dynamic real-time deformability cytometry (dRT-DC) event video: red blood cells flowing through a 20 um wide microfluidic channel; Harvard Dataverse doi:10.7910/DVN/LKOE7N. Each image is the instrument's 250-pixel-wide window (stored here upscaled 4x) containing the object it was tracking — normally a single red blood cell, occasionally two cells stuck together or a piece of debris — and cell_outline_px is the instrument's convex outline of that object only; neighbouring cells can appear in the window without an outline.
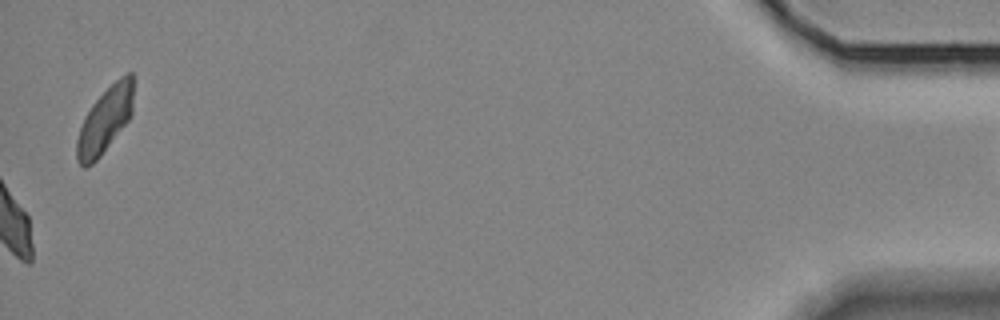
{"species": "Egyptian fruit bat (a non-hibernating species)", "species_latin": "Rousettus aegyptiacus", "temperature_condition": "room temperature", "stored_images_in_passage": 40, "camera_frame_rate_fps": 3000, "um_per_image_px": 0.085, "animal": {"sex": "female"}, "frame": {"image": 1, "passage_image": 40, "time_ms": 13.0, "image_size_px": [1000, 320], "cell_outline_px": [[132, 116], [100, 156], [92, 164], [84, 168], [76, 160], [76, 140], [84, 116], [92, 104], [120, 76], [128, 72], [132, 72]], "centroid_in_image_um": [8.9, 10.24], "position_along_channel_um": 426.3, "area_um2": 21.44}}